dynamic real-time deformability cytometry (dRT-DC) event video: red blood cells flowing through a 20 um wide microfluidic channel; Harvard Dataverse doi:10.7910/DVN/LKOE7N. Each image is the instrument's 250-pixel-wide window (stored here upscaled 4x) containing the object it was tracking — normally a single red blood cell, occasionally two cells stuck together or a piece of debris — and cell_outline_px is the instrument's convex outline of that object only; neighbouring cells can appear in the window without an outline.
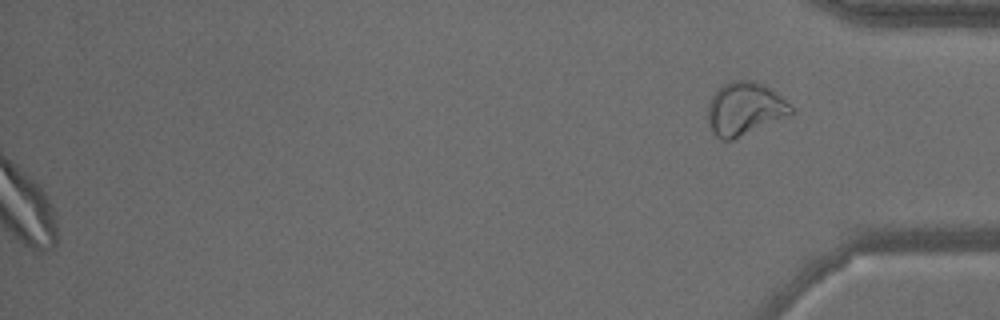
{"species": "common noctule bat (a hibernating species)", "species_latin": "Nyctalus noctula", "temperature_condition": "warm", "stored_images_in_passage": 46, "segment_of_instrument_passage": [2, 2], "camera_frame_rate_fps": 3000, "um_per_image_px": 0.085, "animal": {"sex": "male", "body_mass_g": 15.6}, "frame": {"image": 1, "passage_image": 46, "time_ms": 15.0, "image_size_px": [1000, 320], "cell_outline_px": [[796, 112], [792, 116], [732, 140], [724, 140], [716, 136], [712, 132], [708, 124], [708, 104], [712, 96], [724, 84], [732, 80], [752, 80], [764, 84], [776, 92]], "centroid_in_image_um": [63.33, 9.26], "position_along_channel_um": 371.9, "area_um2": 25.95}}